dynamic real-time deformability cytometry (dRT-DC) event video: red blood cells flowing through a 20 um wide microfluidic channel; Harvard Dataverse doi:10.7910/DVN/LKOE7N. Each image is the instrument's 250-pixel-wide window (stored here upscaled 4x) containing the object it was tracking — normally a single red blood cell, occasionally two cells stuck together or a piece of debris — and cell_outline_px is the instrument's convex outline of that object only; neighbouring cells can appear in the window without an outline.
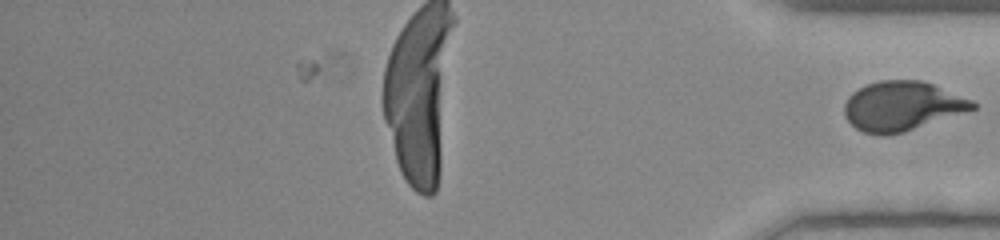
{"species": "human", "species_latin": "Homo sapiens", "temperature_condition": "room temperature", "stored_images_in_passage": 41, "camera_frame_rate_fps": 3000, "um_per_image_px": 0.085, "donor": {"sex": "female"}, "frame": {"image": 1, "passage_image": 41, "time_ms": 13.333, "image_size_px": [1000, 240], "cell_outline_px": [[976, 108], [904, 132], [864, 132], [856, 128], [844, 116], [844, 104], [848, 96], [852, 92], [868, 84], [880, 80], [920, 80], [932, 84], [972, 100], [976, 104]], "centroid_in_image_um": [76.66, 8.98], "position_along_channel_um": 358.5, "area_um2": 36.01}}